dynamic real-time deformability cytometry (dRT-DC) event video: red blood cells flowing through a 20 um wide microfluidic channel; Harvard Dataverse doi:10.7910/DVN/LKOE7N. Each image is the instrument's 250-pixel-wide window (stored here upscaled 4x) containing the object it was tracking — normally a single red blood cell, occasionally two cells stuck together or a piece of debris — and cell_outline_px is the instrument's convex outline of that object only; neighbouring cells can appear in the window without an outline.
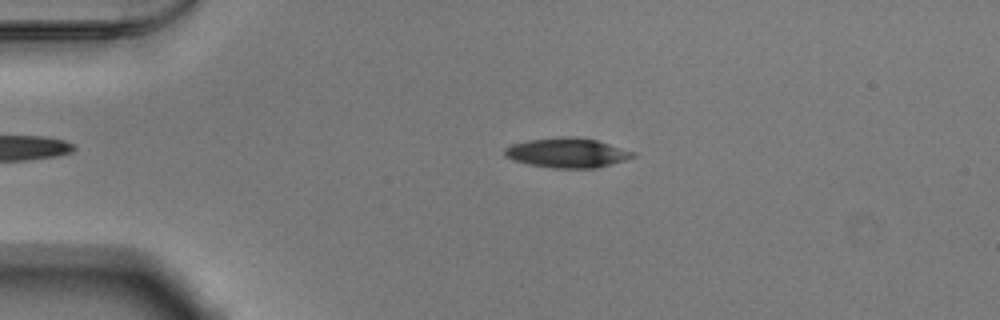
{"species": "Egyptian fruit bat (a non-hibernating species)", "species_latin": "Rousettus aegyptiacus", "temperature_condition": "warm", "stored_images_in_passage": 48, "camera_frame_rate_fps": 3000, "um_per_image_px": 0.085, "animal": {"sex": "male"}, "frame": {"image": 1, "passage_image": 7, "time_ms": 2.0, "image_size_px": [1000, 320], "cell_outline_px": [[636, 156], [624, 160], [596, 168], [556, 168], [528, 164], [516, 160], [508, 156], [504, 152], [504, 148], [512, 144], [528, 140], [556, 136], [576, 136], [596, 140], [636, 152]], "centroid_in_image_um": [48.23, 12.97], "position_along_channel_um": 36.8, "area_um2": 22.08}}
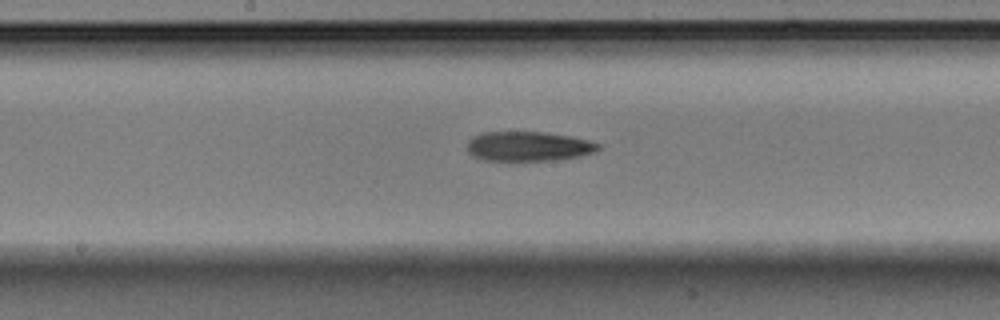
{"frame": {"image": 2, "passage_image": 23, "time_ms": 7.333, "image_size_px": [1000, 320], "cell_outline_px": [[600, 148], [592, 152], [580, 156], [556, 160], [484, 160], [472, 156], [468, 152], [468, 140], [472, 136], [480, 132], [544, 132], [568, 136], [588, 140], [600, 144]], "centroid_in_image_um": [44.87, 12.43], "position_along_channel_um": 203.3, "area_um2": 22.54}}
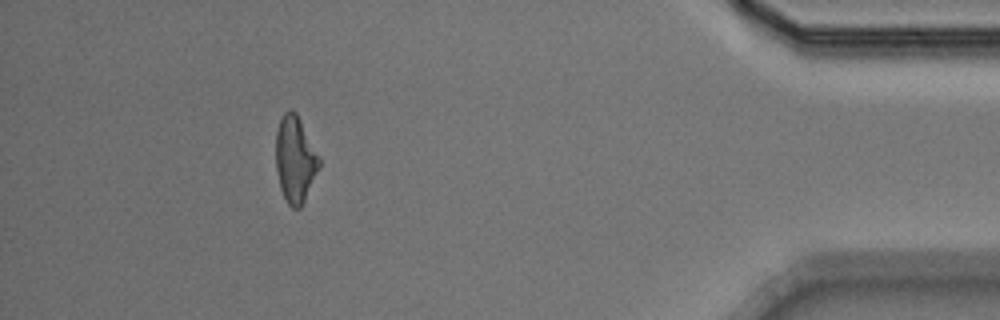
{"frame": {"image": 3, "passage_image": 43, "time_ms": 14.0, "image_size_px": [1000, 320], "cell_outline_px": [[320, 168], [300, 208], [292, 208], [288, 204], [280, 188], [276, 172], [276, 132], [280, 120], [284, 112], [288, 108], [292, 108], [296, 112], [320, 156]], "centroid_in_image_um": [25.09, 13.52], "position_along_channel_um": 410.1, "area_um2": 21.96}, "authors_computed_cell_mechanics": {"area_um2": 22.4553, "velocity_mm_per_s": 3.8694, "shape_relaxation_time_tau1_ms": 10.6393, "shape_relaxation_time_tau2_ms": 10.2658, "deformation_change_tau1": 0.2234, "deformation_change_tau2": 0.2958}}